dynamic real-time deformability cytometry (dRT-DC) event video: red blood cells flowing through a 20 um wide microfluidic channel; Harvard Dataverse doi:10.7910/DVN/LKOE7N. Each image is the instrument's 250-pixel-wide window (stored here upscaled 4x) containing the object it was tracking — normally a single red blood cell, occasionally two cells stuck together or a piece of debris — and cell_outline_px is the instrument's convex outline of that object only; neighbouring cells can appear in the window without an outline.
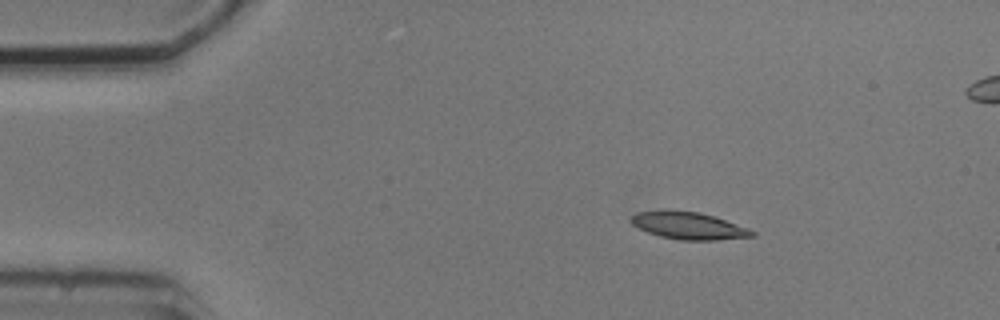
{"species": "common noctule bat (a hibernating species)", "species_latin": "Nyctalus noctula", "temperature_condition": "cold", "stored_images_in_passage": 5, "segment_of_instrument_passage": [1, 2], "camera_frame_rate_fps": 3000, "um_per_image_px": 0.085, "animal": {"sex": "male", "body_mass_g": 20.5, "forearm_length_mm": 52.5}, "frame": {"image": 1, "passage_image": 2, "time_ms": 2.333, "image_size_px": [1000, 320], "cell_outline_px": [[756, 236], [716, 240], [680, 240], [660, 236], [648, 232], [632, 224], [628, 220], [636, 212], [700, 212], [748, 228], [756, 232]], "centroid_in_image_um": [58.57, 19.22], "position_along_channel_um": 26.4, "area_um2": 18.55}}